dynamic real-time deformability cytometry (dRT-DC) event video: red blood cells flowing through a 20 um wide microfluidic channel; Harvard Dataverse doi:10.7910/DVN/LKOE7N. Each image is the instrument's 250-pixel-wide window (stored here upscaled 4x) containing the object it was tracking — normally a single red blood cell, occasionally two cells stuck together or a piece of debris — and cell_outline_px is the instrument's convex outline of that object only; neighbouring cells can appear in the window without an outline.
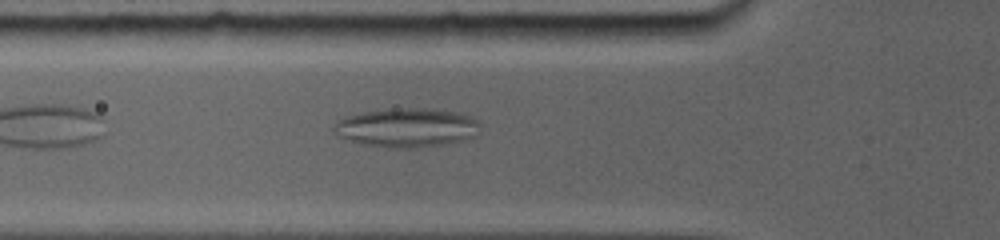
{"species": "common noctule bat (a hibernating species)", "species_latin": "Nyctalus noctula", "temperature_condition": "room temperature", "stored_images_in_passage": 19, "camera_frame_rate_fps": 5000, "um_per_image_px": 0.085, "animal": {"sex": "female", "body_mass_g": 19.0, "forearm_length_mm": 56.7}, "frame": {"image": 1, "passage_image": 2, "time_ms": 0.4, "image_size_px": [1000, 240], "cell_outline_px": [[476, 124], [460, 136], [448, 140], [408, 148], [396, 148], [356, 140], [344, 136], [336, 124], [340, 120], [348, 116], [368, 112], [396, 108], [424, 108], [452, 112], [468, 116], [476, 120]], "centroid_in_image_um": [34.45, 10.78], "position_along_channel_um": 91.3, "area_um2": 29.36}}
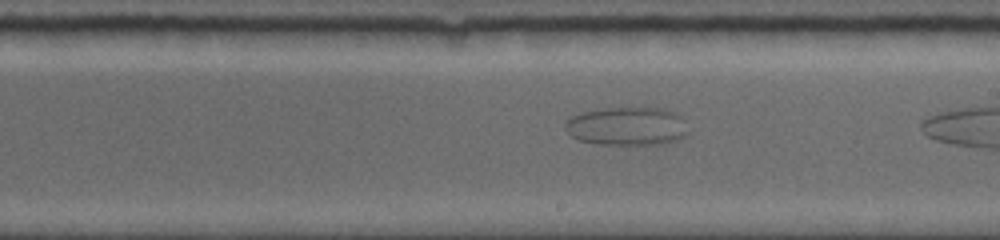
{"frame": {"image": 2, "passage_image": 12, "time_ms": 3.8, "image_size_px": [1000, 240], "cell_outline_px": [[688, 132], [684, 136], [676, 140], [660, 144], [596, 144], [580, 140], [572, 136], [568, 132], [564, 124], [572, 116], [580, 112], [600, 108], [664, 108], [676, 112], [684, 116]], "centroid_in_image_um": [53.33, 10.71], "position_along_channel_um": 235.7, "area_um2": 27.74}}
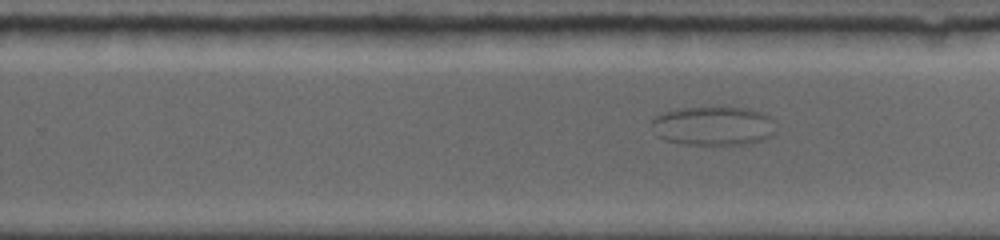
{"frame": {"image": 3, "passage_image": 17, "time_ms": 4.8, "image_size_px": [1000, 240], "cell_outline_px": [[772, 136], [764, 140], [752, 144], [680, 144], [664, 140], [656, 136], [652, 124], [652, 120], [656, 116], [664, 112], [676, 108], [748, 108], [760, 112], [768, 116], [772, 120]], "centroid_in_image_um": [60.59, 10.72], "position_along_channel_um": 269.2, "area_um2": 28.09}}